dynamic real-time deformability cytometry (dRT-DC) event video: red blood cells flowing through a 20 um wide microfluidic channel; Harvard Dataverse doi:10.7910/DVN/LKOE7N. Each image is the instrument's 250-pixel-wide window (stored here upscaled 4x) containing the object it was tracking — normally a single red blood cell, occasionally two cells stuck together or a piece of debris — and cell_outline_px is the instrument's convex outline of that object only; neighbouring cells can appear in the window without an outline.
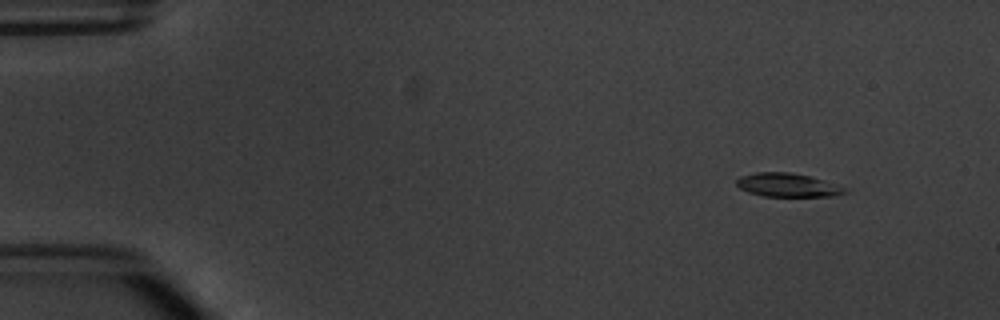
{"species": "common noctule bat (a hibernating species)", "species_latin": "Nyctalus noctula", "temperature_condition": "warm", "stored_images_in_passage": 4, "camera_frame_rate_fps": 3000, "um_per_image_px": 0.085, "animal": {"sex": "male", "body_mass_g": 20.1, "forearm_length_mm": 53.5}, "frame": {"image": 1, "passage_image": 2, "time_ms": 1.333, "image_size_px": [1000, 320], "cell_outline_px": [[848, 192], [836, 196], [764, 196], [748, 192], [740, 188], [736, 184], [736, 180], [740, 176], [756, 172], [788, 172], [808, 176], [824, 180], [848, 188]], "centroid_in_image_um": [66.97, 15.73], "position_along_channel_um": 18.0, "area_um2": 14.91}}